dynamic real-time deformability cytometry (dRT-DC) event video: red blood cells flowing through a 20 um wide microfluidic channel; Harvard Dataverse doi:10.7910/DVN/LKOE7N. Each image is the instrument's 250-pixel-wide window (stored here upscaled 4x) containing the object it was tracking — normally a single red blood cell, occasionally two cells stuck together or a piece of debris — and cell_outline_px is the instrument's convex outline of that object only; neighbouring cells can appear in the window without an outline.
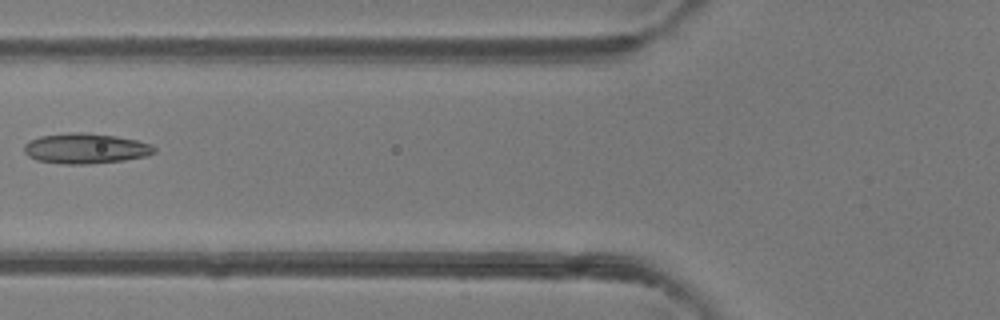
{"species": "common noctule bat (a hibernating species)", "species_latin": "Nyctalus noctula", "temperature_condition": "room temperature", "stored_images_in_passage": 4, "camera_frame_rate_fps": 3000, "um_per_image_px": 0.085, "animal": {"sex": "female"}, "frame": {"image": 1, "passage_image": 4, "time_ms": 1.0, "image_size_px": [1000, 320], "cell_outline_px": [[156, 152], [148, 156], [124, 160], [88, 164], [64, 164], [36, 160], [28, 156], [24, 152], [24, 144], [28, 140], [40, 136], [68, 132], [88, 132], [116, 136], [136, 140], [152, 144], [156, 148]], "centroid_in_image_um": [7.27, 12.61], "position_along_channel_um": 118.5, "area_um2": 23.29}}